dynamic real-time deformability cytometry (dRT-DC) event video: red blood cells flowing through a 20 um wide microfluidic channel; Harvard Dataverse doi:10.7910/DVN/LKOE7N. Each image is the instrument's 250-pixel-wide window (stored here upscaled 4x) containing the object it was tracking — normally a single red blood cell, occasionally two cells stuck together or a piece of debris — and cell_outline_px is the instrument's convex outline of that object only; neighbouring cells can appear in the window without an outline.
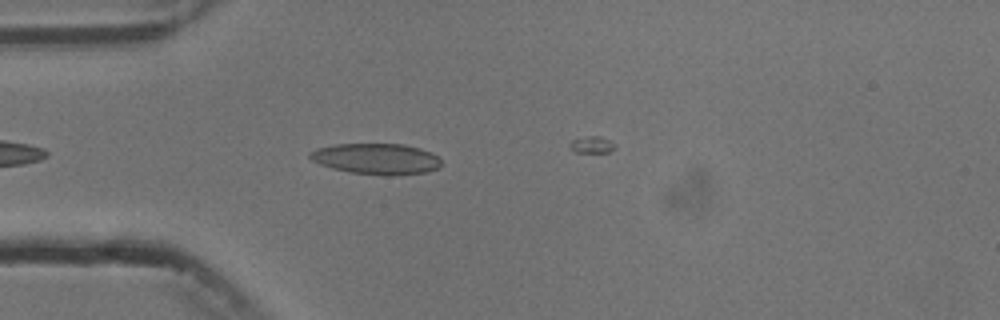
{"species": "common noctule bat (a hibernating species)", "species_latin": "Nyctalus noctula", "temperature_condition": "cold", "stored_images_in_passage": 5, "camera_frame_rate_fps": 3000, "um_per_image_px": 0.085, "animal": {"sex": "male", "body_mass_g": 13.3}, "frame": {"image": 1, "passage_image": 5, "time_ms": 4.333, "image_size_px": [1000, 320], "cell_outline_px": [[440, 168], [424, 172], [392, 176], [388, 176], [352, 172], [332, 168], [320, 164], [312, 160], [308, 156], [308, 152], [316, 148], [336, 144], [404, 144], [420, 148], [432, 152], [440, 160]], "centroid_in_image_um": [31.98, 13.49], "position_along_channel_um": 53.0, "area_um2": 23.7}}